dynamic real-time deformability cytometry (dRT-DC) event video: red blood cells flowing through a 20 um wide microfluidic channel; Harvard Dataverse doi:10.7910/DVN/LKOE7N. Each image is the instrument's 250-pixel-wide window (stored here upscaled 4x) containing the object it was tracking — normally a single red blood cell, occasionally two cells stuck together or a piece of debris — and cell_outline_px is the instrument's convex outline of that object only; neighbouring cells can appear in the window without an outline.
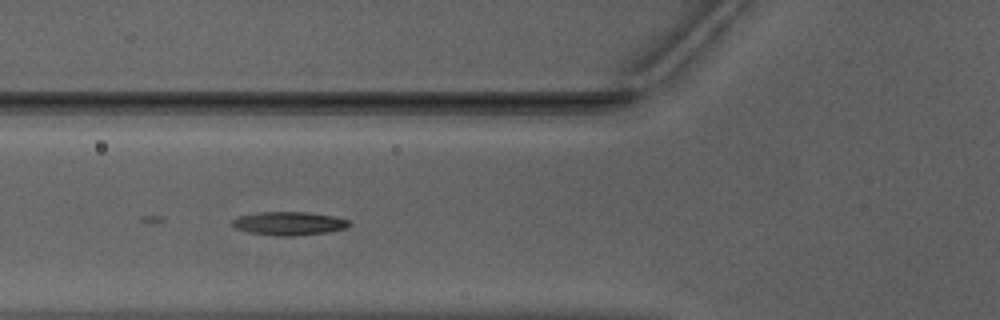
{"species": "Egyptian fruit bat (a non-hibernating species)", "species_latin": "Rousettus aegyptiacus", "temperature_condition": "warm", "stored_images_in_passage": 40, "camera_frame_rate_fps": 3000, "um_per_image_px": 0.085, "animal": {"sex": "male"}, "frame": {"image": 1, "passage_image": 7, "time_ms": 2.0, "image_size_px": [1000, 320], "cell_outline_px": [[352, 224], [348, 228], [328, 232], [296, 236], [276, 236], [248, 232], [236, 228], [232, 224], [232, 220], [240, 216], [260, 212], [308, 212], [332, 216], [348, 220]], "centroid_in_image_um": [24.6, 19.0], "position_along_channel_um": 101.2, "area_um2": 16.01}}
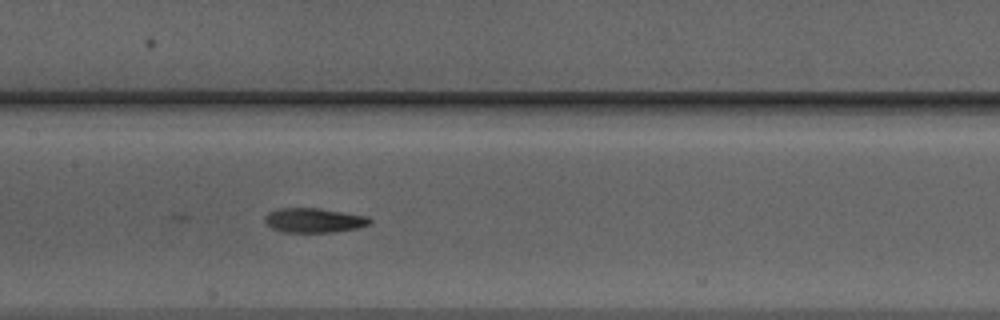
{"frame": {"image": 2, "passage_image": 13, "time_ms": 4.0, "image_size_px": [1000, 320], "cell_outline_px": [[372, 220], [368, 224], [356, 228], [332, 232], [280, 232], [272, 228], [264, 220], [264, 216], [268, 212], [276, 208], [316, 208], [368, 216]], "centroid_in_image_um": [26.63, 18.72], "position_along_channel_um": 180.8, "area_um2": 14.91}}
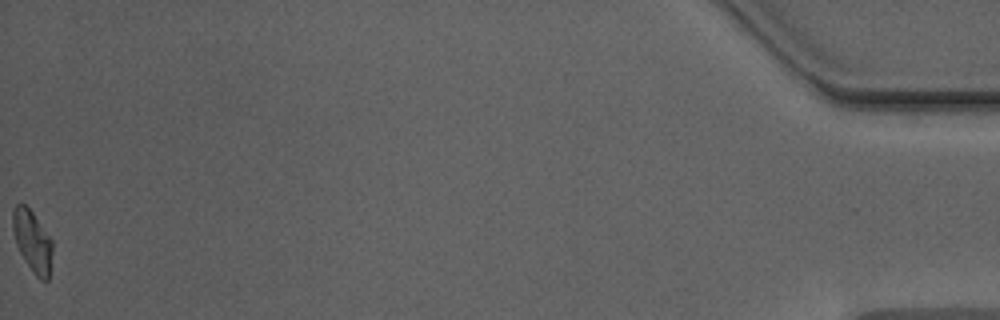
{"frame": {"image": 3, "passage_image": 40, "time_ms": 13.0, "image_size_px": [1000, 320], "cell_outline_px": [[52, 252], [48, 280], [40, 280], [36, 276], [24, 260], [16, 244], [12, 228], [12, 212], [16, 204], [24, 204], [32, 212], [52, 240]], "centroid_in_image_um": [2.74, 20.5], "position_along_channel_um": 432.5, "area_um2": 14.05}}